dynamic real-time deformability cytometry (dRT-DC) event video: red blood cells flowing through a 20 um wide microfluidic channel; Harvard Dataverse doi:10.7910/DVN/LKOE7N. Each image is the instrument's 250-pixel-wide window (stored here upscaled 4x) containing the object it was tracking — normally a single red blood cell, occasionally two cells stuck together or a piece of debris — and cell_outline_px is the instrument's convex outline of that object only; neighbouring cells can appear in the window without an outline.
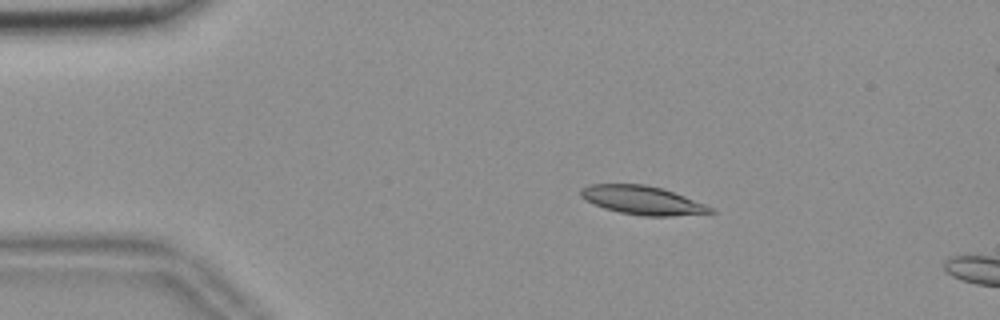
{"species": "common noctule bat (a hibernating species)", "species_latin": "Nyctalus noctula", "temperature_condition": "room temperature", "stored_images_in_passage": 15, "camera_frame_rate_fps": 3000, "um_per_image_px": 0.085, "animal": {"sex": "female", "body_mass_g": 18.4}, "frame": {"image": 1, "passage_image": 11, "time_ms": 3.333, "image_size_px": [1000, 320], "cell_outline_px": [[716, 212], [672, 216], [644, 216], [620, 212], [604, 208], [580, 196], [580, 188], [588, 184], [644, 184], [664, 188], [704, 204], [712, 208]], "centroid_in_image_um": [54.59, 17.01], "position_along_channel_um": 30.4, "area_um2": 21.44}}